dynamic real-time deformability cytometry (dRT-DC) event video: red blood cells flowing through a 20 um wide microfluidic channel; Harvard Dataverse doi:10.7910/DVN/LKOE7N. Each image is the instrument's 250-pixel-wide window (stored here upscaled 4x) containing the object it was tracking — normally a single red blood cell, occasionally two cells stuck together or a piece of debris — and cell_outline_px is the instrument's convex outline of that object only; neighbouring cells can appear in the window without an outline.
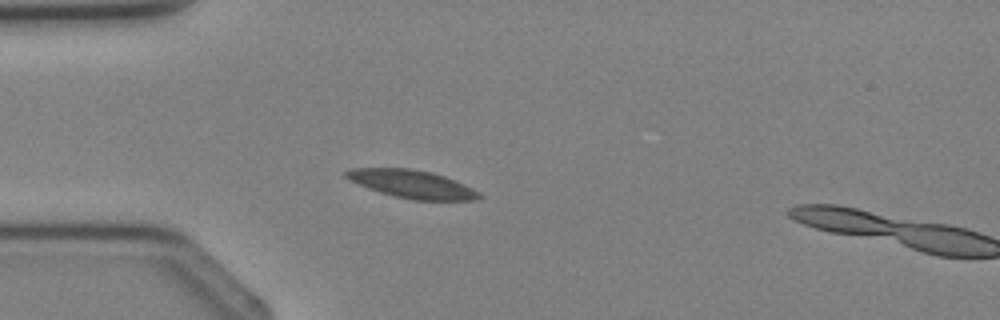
{"species": "Egyptian fruit bat (a non-hibernating species)", "species_latin": "Rousettus aegyptiacus", "temperature_condition": "cold", "stored_images_in_passage": 3, "camera_frame_rate_fps": 3000, "um_per_image_px": 0.085, "animal": {"sex": "female"}, "frame": {"image": 1, "passage_image": 2, "time_ms": 1.0, "image_size_px": [1000, 320], "cell_outline_px": [[484, 196], [480, 200], [412, 200], [380, 192], [368, 188], [348, 180], [344, 176], [344, 172], [352, 168], [408, 168], [432, 172], [456, 180], [480, 192]], "centroid_in_image_um": [35.05, 15.65], "position_along_channel_um": 50.0, "area_um2": 21.85}}